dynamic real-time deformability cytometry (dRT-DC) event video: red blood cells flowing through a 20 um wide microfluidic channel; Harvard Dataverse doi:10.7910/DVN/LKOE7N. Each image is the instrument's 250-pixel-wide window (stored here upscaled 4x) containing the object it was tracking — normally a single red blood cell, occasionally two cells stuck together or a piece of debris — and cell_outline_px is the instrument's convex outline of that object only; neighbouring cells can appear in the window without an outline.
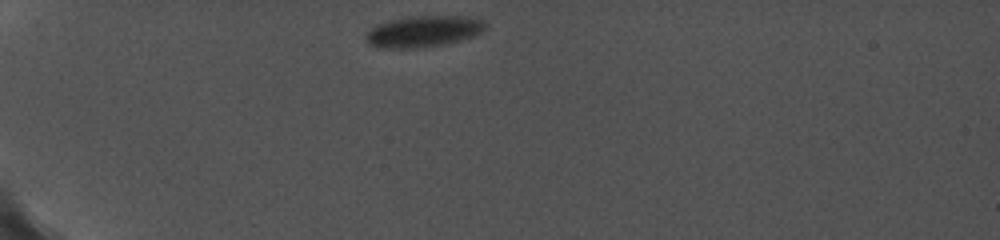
{"species": "common noctule bat (a hibernating species)", "species_latin": "Nyctalus noctula", "temperature_condition": "cold", "stored_images_in_passage": 36, "camera_frame_rate_fps": 5000, "um_per_image_px": 0.085, "animal": {"sex": "female", "body_mass_g": 19.0, "forearm_length_mm": 56.7}, "frame": {"image": 1, "passage_image": 1, "time_ms": 0.0, "image_size_px": [1000, 240], "cell_outline_px": [[488, 28], [472, 36], [448, 44], [424, 48], [376, 48], [368, 44], [364, 40], [364, 36], [376, 24], [408, 16], [468, 16], [484, 20], [488, 24]], "centroid_in_image_um": [35.99, 2.68], "position_along_channel_um": 49.0, "area_um2": 22.25}}
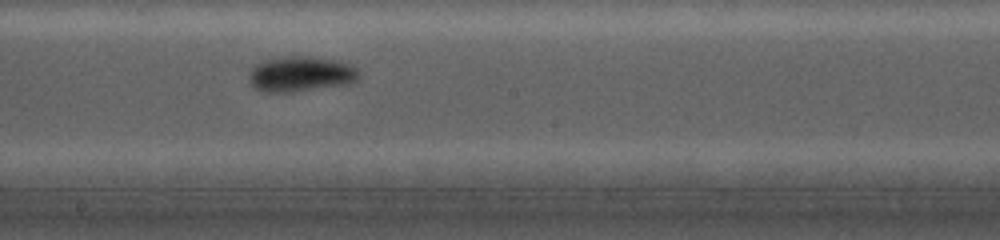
{"frame": {"image": 2, "passage_image": 19, "time_ms": 5.8, "image_size_px": [1000, 240], "cell_outline_px": [[360, 76], [356, 80], [348, 84], [288, 92], [264, 92], [256, 88], [248, 80], [248, 72], [256, 64], [268, 60], [288, 56], [304, 56], [340, 60], [352, 64], [356, 68]], "centroid_in_image_um": [25.58, 6.29], "position_along_channel_um": 222.6, "area_um2": 22.54}}
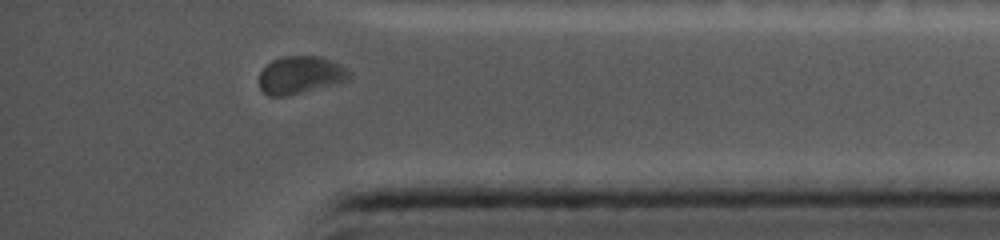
{"frame": {"image": 3, "passage_image": 33, "time_ms": 10.8, "image_size_px": [1000, 240], "cell_outline_px": [[352, 76], [348, 80], [304, 92], [288, 96], [268, 96], [260, 88], [260, 72], [272, 60], [284, 56], [320, 56], [332, 60], [340, 64], [352, 72]], "centroid_in_image_um": [25.56, 6.37], "position_along_channel_um": 409.6, "area_um2": 19.83}}